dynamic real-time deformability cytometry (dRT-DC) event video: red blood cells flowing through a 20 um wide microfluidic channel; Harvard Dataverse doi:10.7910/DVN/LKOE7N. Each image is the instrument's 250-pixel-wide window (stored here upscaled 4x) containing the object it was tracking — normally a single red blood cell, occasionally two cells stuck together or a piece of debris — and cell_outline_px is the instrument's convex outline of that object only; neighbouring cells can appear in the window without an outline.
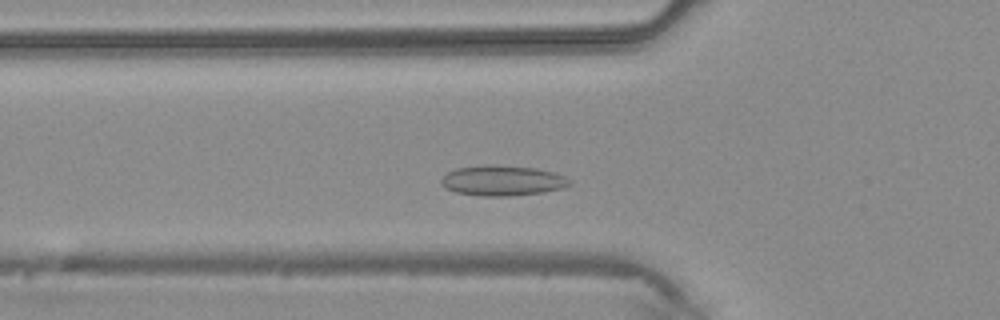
{"species": "common noctule bat (a hibernating species)", "species_latin": "Nyctalus noctula", "temperature_condition": "warm", "stored_images_in_passage": 33, "camera_frame_rate_fps": 3000, "um_per_image_px": 0.085, "animal": {"sex": "male", "body_mass_g": 20.4}, "frame": {"image": 1, "passage_image": 8, "time_ms": 2.333, "image_size_px": [1000, 320], "cell_outline_px": [[572, 184], [564, 188], [544, 192], [508, 196], [480, 196], [456, 192], [444, 188], [440, 184], [440, 180], [448, 172], [456, 168], [488, 164], [496, 164], [536, 168], [552, 172], [564, 176], [572, 180]], "centroid_in_image_um": [42.71, 15.34], "position_along_channel_um": 83.1, "area_um2": 22.95}}
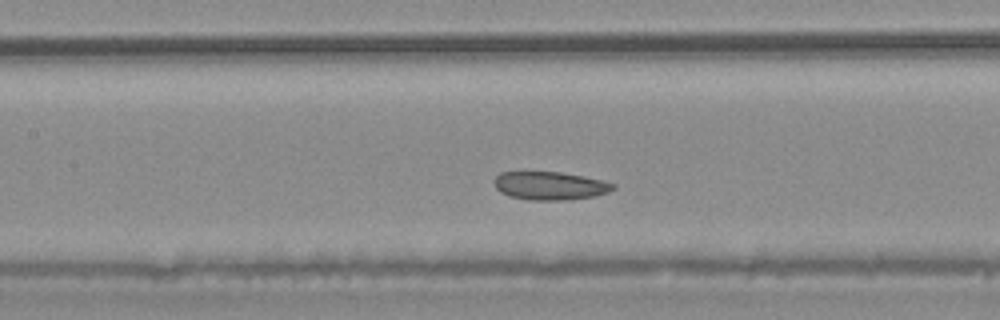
{"frame": {"image": 2, "passage_image": 13, "time_ms": 4.0, "image_size_px": [1000, 320], "cell_outline_px": [[616, 188], [608, 192], [592, 196], [564, 200], [528, 200], [508, 196], [500, 192], [496, 188], [492, 180], [500, 172], [560, 172], [584, 176], [604, 180], [616, 184]], "centroid_in_image_um": [46.73, 15.78], "position_along_channel_um": 160.7, "area_um2": 19.71}}
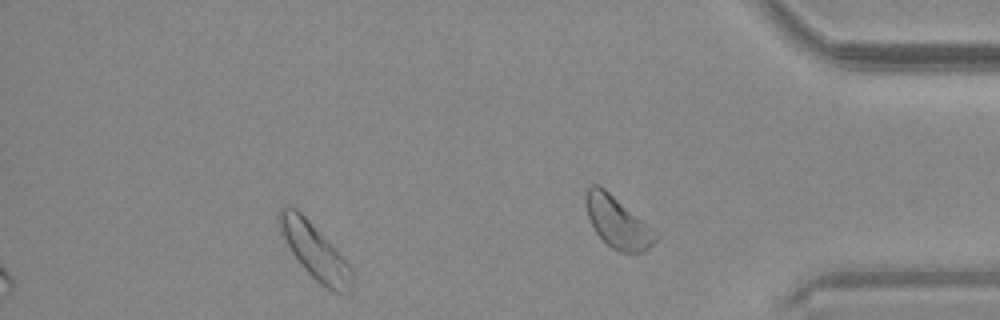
{"frame": {"image": 3, "passage_image": 28, "time_ms": 9.0, "image_size_px": [1000, 320], "cell_outline_px": [[352, 292], [336, 292], [320, 284], [300, 264], [292, 252], [280, 232], [276, 216], [280, 208], [284, 204], [288, 204], [296, 208], [344, 256], [352, 268]], "centroid_in_image_um": [26.74, 21.31], "position_along_channel_um": 408.5, "area_um2": 23.52}}